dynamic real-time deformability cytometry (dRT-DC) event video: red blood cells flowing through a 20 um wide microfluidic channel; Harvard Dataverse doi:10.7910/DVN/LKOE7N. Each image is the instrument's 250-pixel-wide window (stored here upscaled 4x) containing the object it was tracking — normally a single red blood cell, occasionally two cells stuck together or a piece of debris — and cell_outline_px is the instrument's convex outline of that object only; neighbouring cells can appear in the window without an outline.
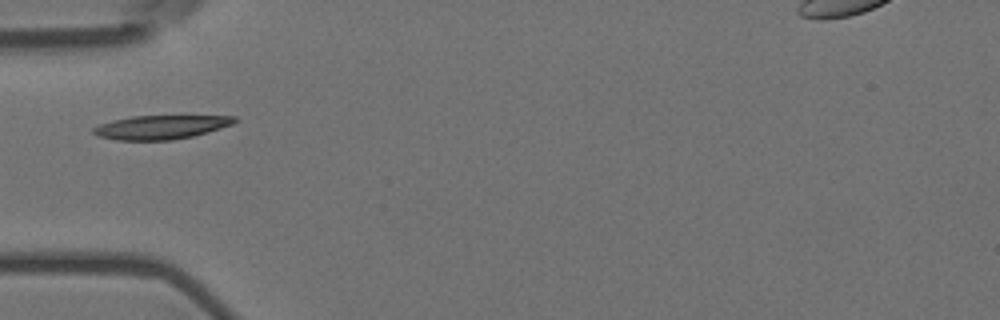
{"species": "Egyptian fruit bat (a non-hibernating species)", "species_latin": "Rousettus aegyptiacus", "temperature_condition": "room temperature", "stored_images_in_passage": 15, "segment_of_instrument_passage": [1, 2], "camera_frame_rate_fps": 3000, "um_per_image_px": 0.085, "animal": {"sex": "female"}, "frame": {"image": 1, "passage_image": 4, "time_ms": 1.0, "image_size_px": [1000, 320], "cell_outline_px": [[236, 120], [232, 124], [220, 128], [192, 136], [172, 140], [116, 140], [100, 136], [92, 132], [92, 128], [100, 124], [112, 120], [132, 116], [236, 116]], "centroid_in_image_um": [13.63, 10.81], "position_along_channel_um": 71.4, "area_um2": 19.36}}
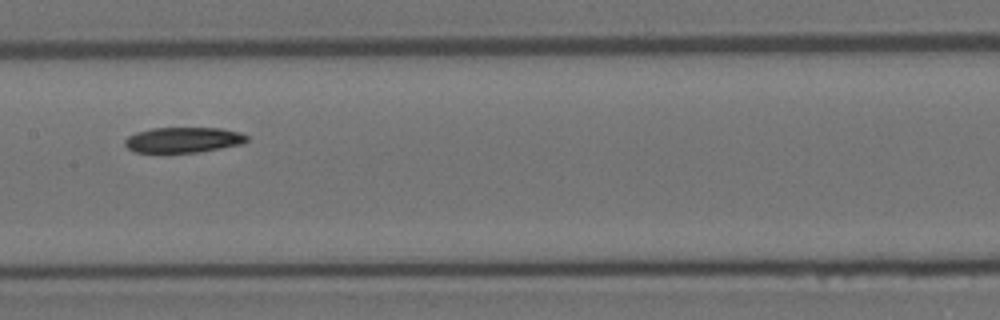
{"frame": {"image": 2, "passage_image": 7, "time_ms": 2.0, "image_size_px": [1000, 320], "cell_outline_px": [[248, 140], [240, 144], [220, 148], [196, 152], [136, 152], [128, 148], [124, 144], [124, 140], [128, 136], [136, 132], [152, 128], [220, 128], [240, 132], [248, 136]], "centroid_in_image_um": [15.56, 11.88], "position_along_channel_um": 191.8, "area_um2": 17.92}}
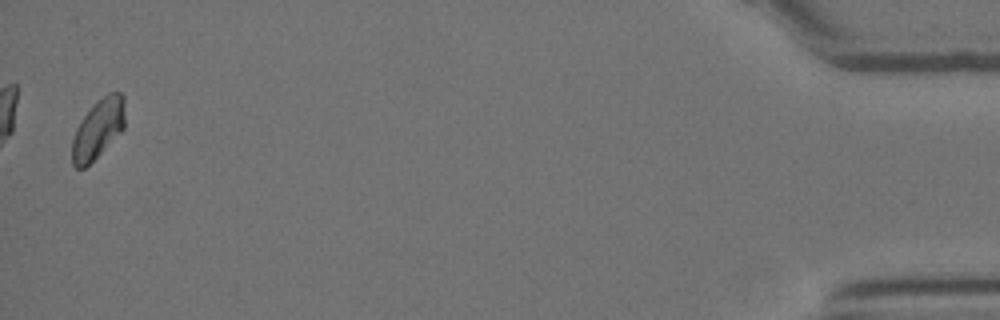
{"frame": {"image": 3, "passage_image": 14, "time_ms": 4.333, "image_size_px": [1000, 320], "cell_outline_px": [[124, 128], [84, 168], [76, 168], [72, 164], [72, 140], [76, 128], [84, 116], [108, 92], [124, 92]], "centroid_in_image_um": [8.34, 10.94], "position_along_channel_um": 426.9, "area_um2": 17.69}}